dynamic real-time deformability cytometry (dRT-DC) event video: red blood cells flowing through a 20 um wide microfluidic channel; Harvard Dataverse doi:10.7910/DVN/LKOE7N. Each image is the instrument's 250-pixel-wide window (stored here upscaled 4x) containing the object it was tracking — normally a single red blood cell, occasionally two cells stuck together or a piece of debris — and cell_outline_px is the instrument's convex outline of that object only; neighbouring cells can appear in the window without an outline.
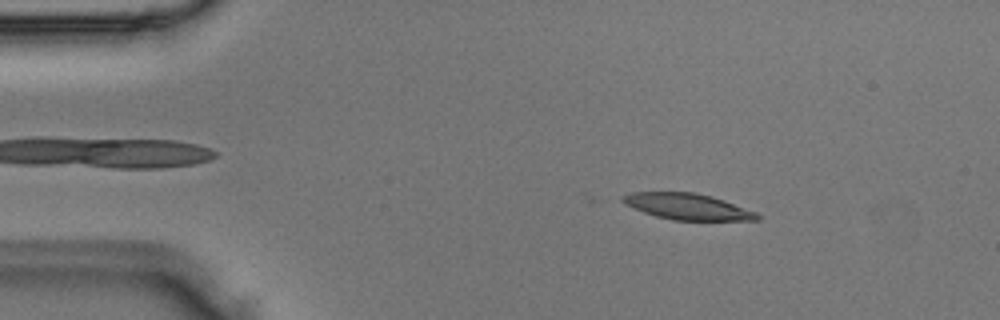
{"species": "Egyptian fruit bat (a non-hibernating species)", "species_latin": "Rousettus aegyptiacus", "temperature_condition": "room temperature", "stored_images_in_passage": 6, "camera_frame_rate_fps": 3000, "um_per_image_px": 0.085, "animal": {"sex": "male"}, "frame": {"image": 1, "passage_image": 2, "time_ms": 0.333, "image_size_px": [1000, 320], "cell_outline_px": [[760, 220], [672, 220], [656, 216], [644, 212], [620, 200], [620, 196], [632, 192], [696, 192], [712, 196], [724, 200], [756, 212], [760, 216]], "centroid_in_image_um": [58.45, 17.55], "position_along_channel_um": 26.5, "area_um2": 20.35}}
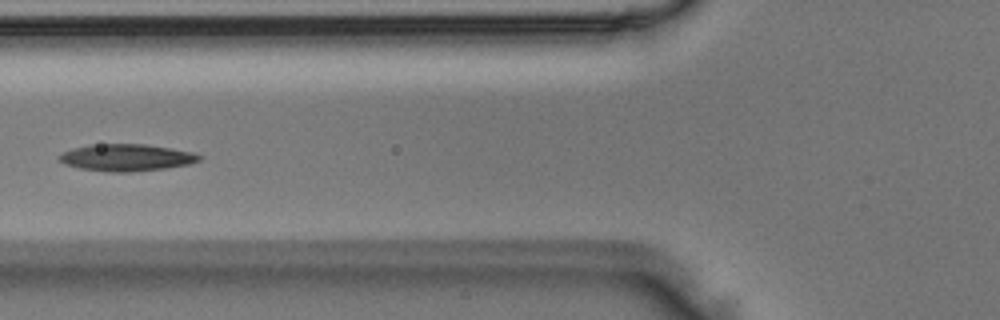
{"frame": {"image": 2, "passage_image": 5, "time_ms": 1.333, "image_size_px": [1000, 320], "cell_outline_px": [[204, 156], [200, 160], [188, 164], [164, 168], [132, 172], [108, 172], [80, 168], [64, 164], [60, 160], [60, 156], [64, 152], [76, 148], [92, 144], [144, 144], [192, 152]], "centroid_in_image_um": [10.77, 13.4], "position_along_channel_um": 115.0, "area_um2": 21.68}}